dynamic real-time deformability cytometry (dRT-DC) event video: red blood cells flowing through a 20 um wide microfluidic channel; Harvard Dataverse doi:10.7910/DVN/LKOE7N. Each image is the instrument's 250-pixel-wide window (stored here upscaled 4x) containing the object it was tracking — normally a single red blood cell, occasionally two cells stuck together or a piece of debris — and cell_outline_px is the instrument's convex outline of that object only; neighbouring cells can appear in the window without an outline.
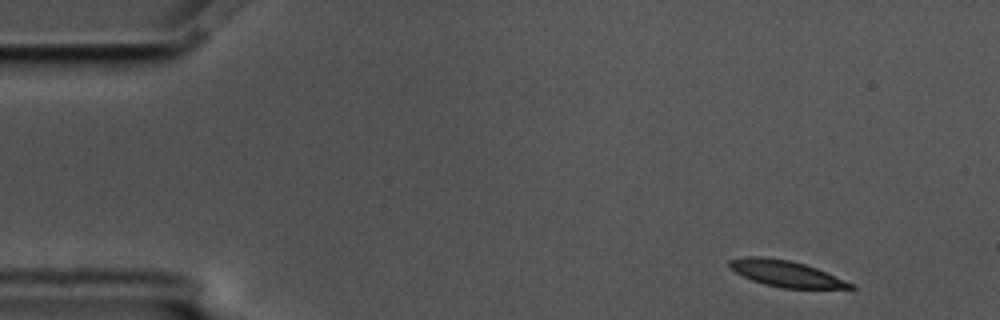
{"species": "common noctule bat (a hibernating species)", "species_latin": "Nyctalus noctula", "temperature_condition": "cold", "stored_images_in_passage": 4, "camera_frame_rate_fps": 3000, "um_per_image_px": 0.085, "animal": {"sex": "male", "body_mass_g": 17.5, "forearm_length_mm": 52.3}, "frame": {"image": 1, "passage_image": 1, "time_ms": 0.0, "image_size_px": [1000, 320], "cell_outline_px": [[856, 288], [784, 288], [764, 284], [752, 280], [728, 268], [728, 260], [744, 256], [764, 256], [788, 260], [804, 264], [816, 268], [856, 284]], "centroid_in_image_um": [66.78, 23.24], "position_along_channel_um": 18.2, "area_um2": 18.44}}
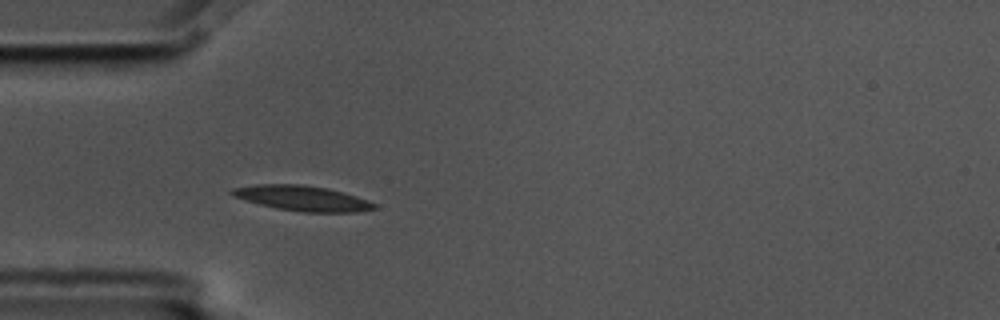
{"frame": {"image": 2, "passage_image": 4, "time_ms": 1.0, "image_size_px": [1000, 320], "cell_outline_px": [[376, 208], [356, 212], [304, 212], [276, 208], [244, 200], [232, 196], [228, 192], [232, 188], [256, 184], [300, 184], [328, 188], [356, 196], [368, 200], [376, 204]], "centroid_in_image_um": [25.66, 16.84], "position_along_channel_um": 59.3, "area_um2": 20.87}}